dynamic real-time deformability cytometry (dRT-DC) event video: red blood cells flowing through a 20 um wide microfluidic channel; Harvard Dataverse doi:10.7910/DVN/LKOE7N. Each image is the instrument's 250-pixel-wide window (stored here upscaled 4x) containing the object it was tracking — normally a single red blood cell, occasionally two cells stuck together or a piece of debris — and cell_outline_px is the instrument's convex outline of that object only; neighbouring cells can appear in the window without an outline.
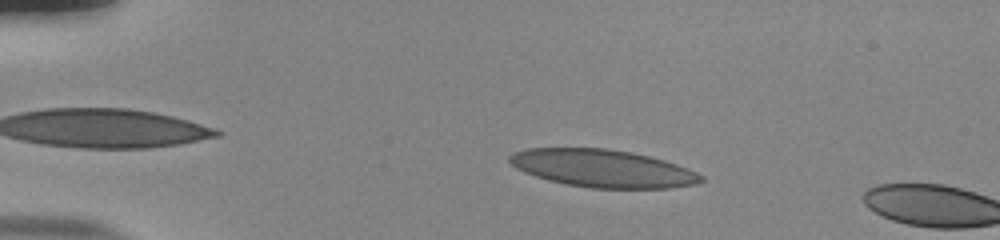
{"species": "human", "species_latin": "Homo sapiens", "temperature_condition": "room temperature", "stored_images_in_passage": 13, "camera_frame_rate_fps": 3000, "um_per_image_px": 0.085, "donor": {"sex": "male"}, "frame": {"image": 1, "passage_image": 11, "time_ms": 3.333, "image_size_px": [1000, 240], "cell_outline_px": [[704, 180], [696, 184], [668, 188], [592, 188], [568, 184], [548, 180], [524, 172], [516, 168], [508, 160], [508, 156], [512, 152], [528, 148], [608, 148], [632, 152], [664, 160], [688, 168], [704, 176]], "centroid_in_image_um": [51.22, 14.3], "position_along_channel_um": 33.8, "area_um2": 42.02}}